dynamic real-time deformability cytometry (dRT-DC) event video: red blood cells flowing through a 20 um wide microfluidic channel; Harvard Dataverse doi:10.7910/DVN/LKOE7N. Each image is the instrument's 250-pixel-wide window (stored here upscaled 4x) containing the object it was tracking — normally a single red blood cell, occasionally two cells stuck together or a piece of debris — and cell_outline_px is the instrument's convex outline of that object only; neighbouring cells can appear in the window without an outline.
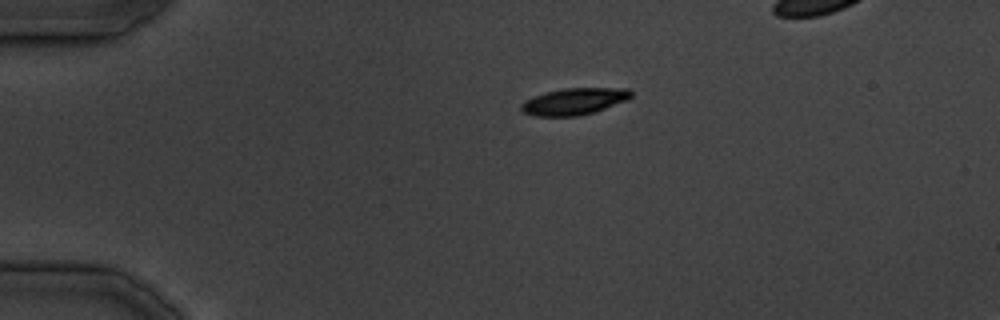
{"species": "common noctule bat (a hibernating species)", "species_latin": "Nyctalus noctula", "temperature_condition": "cold", "stored_images_in_passage": 27, "camera_frame_rate_fps": 3000, "um_per_image_px": 0.085, "animal": {"sex": "male", "body_mass_g": 19.5, "forearm_length_mm": 54.6}, "frame": {"image": 1, "passage_image": 1, "time_ms": 0.0, "image_size_px": [1000, 320], "cell_outline_px": [[632, 96], [628, 100], [596, 112], [580, 116], [536, 116], [524, 112], [520, 108], [520, 104], [524, 100], [544, 92], [564, 88], [628, 88], [632, 92]], "centroid_in_image_um": [48.82, 8.62], "position_along_channel_um": 36.2, "area_um2": 17.34}}
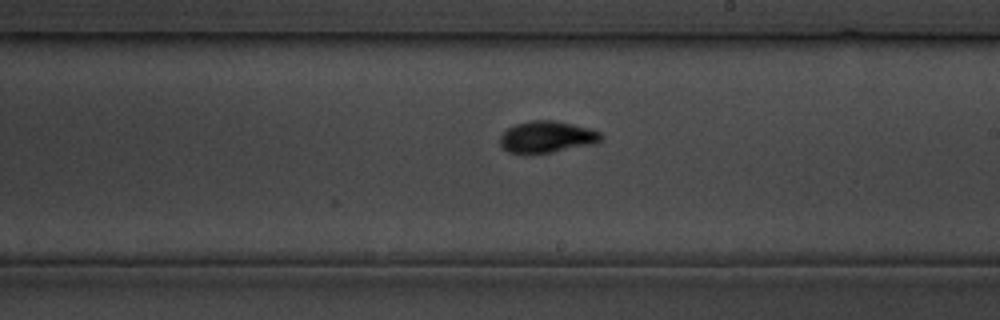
{"frame": {"image": 2, "passage_image": 15, "time_ms": 17.0, "image_size_px": [1000, 320], "cell_outline_px": [[604, 136], [596, 144], [552, 152], [508, 152], [500, 144], [500, 136], [508, 128], [516, 124], [532, 120], [552, 120], [572, 124], [588, 128], [600, 132]], "centroid_in_image_um": [46.52, 11.63], "position_along_channel_um": 242.5, "area_um2": 18.32}}
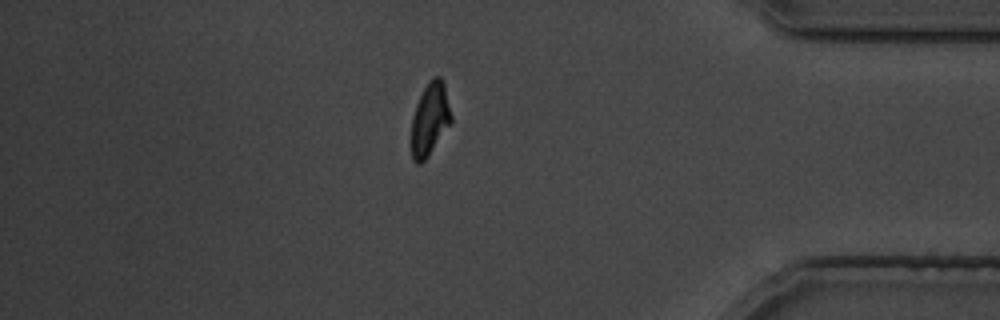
{"frame": {"image": 3, "passage_image": 25, "time_ms": 29.333, "image_size_px": [1000, 320], "cell_outline_px": [[452, 120], [428, 156], [420, 164], [416, 164], [412, 160], [412, 116], [416, 104], [428, 80], [432, 76], [440, 76], [444, 84], [452, 116]], "centroid_in_image_um": [36.53, 10.1], "position_along_channel_um": 398.7, "area_um2": 16.7}}